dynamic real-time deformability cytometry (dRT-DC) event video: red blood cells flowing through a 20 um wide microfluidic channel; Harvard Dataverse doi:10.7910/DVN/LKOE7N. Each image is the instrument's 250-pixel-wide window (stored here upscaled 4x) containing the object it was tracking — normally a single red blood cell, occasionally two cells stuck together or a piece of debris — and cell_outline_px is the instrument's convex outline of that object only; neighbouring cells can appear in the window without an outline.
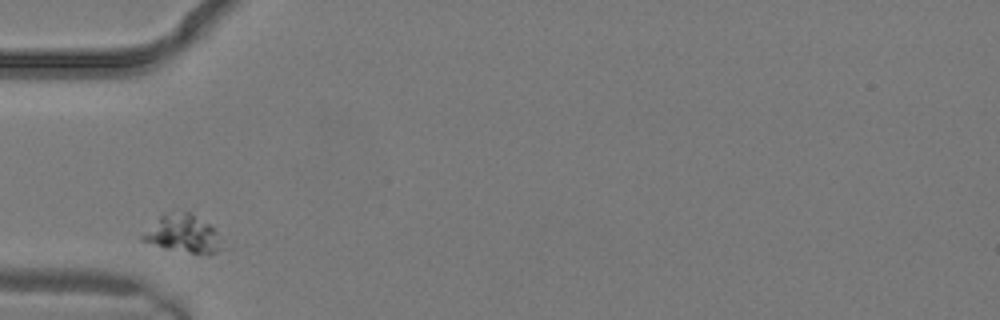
{"species": "common noctule bat (a hibernating species)", "species_latin": "Nyctalus noctula", "temperature_condition": "warm", "stored_images_in_passage": 1, "camera_frame_rate_fps": 3000, "um_per_image_px": 0.085, "animal": {"sex": "male", "body_mass_g": 19.2, "forearm_length_mm": 51.8}, "frame": {"image": 1, "passage_image": 1, "time_ms": 0.0, "image_size_px": [1000, 320], "cell_outline_px": [[232, 248], [216, 252], [188, 252], [164, 248], [140, 240], [140, 236], [164, 212], [188, 212], [208, 224]], "centroid_in_image_um": [15.62, 19.89], "position_along_channel_um": 69.4, "area_um2": 17.51}}